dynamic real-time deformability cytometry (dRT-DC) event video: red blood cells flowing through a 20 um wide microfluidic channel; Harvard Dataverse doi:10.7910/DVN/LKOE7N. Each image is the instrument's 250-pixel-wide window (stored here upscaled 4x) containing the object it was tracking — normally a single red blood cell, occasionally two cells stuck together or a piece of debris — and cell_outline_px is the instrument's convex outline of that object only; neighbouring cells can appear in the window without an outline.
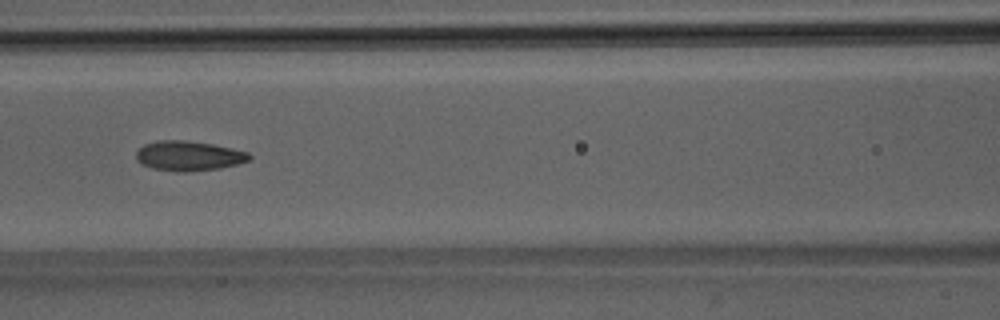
{"species": "Egyptian fruit bat (a non-hibernating species)", "species_latin": "Rousettus aegyptiacus", "temperature_condition": "room temperature", "stored_images_in_passage": 6, "camera_frame_rate_fps": 3000, "um_per_image_px": 0.085, "animal": {"sex": "male"}, "frame": {"image": 1, "passage_image": 6, "time_ms": 5.667, "image_size_px": [1000, 320], "cell_outline_px": [[252, 156], [248, 160], [236, 164], [220, 168], [184, 172], [176, 172], [152, 168], [140, 164], [136, 160], [136, 152], [144, 144], [156, 140], [184, 140], [212, 144], [232, 148], [248, 152]], "centroid_in_image_um": [15.99, 13.25], "position_along_channel_um": 150.6, "area_um2": 19.71}}